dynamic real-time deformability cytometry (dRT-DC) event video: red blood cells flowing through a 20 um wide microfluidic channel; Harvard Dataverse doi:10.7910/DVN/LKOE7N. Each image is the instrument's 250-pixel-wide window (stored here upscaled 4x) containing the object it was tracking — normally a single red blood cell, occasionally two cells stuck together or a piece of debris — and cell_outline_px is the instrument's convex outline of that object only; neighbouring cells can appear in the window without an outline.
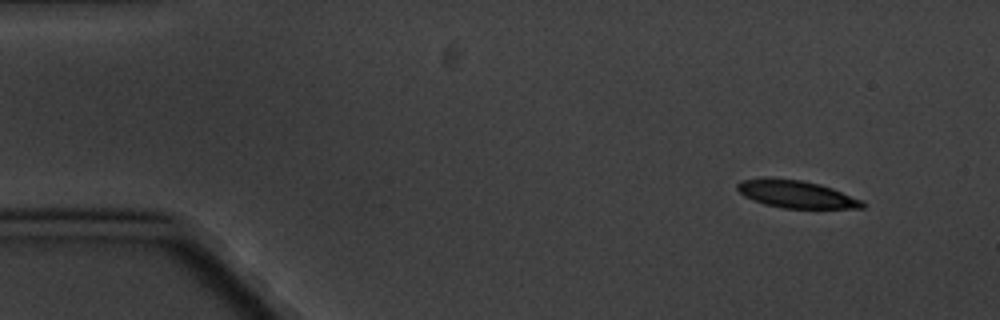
{"species": "common noctule bat (a hibernating species)", "species_latin": "Nyctalus noctula", "temperature_condition": "cold", "stored_images_in_passage": 4, "camera_frame_rate_fps": 3000, "um_per_image_px": 0.085, "animal": {"sex": "male", "body_mass_g": 20.1, "forearm_length_mm": 53.5}, "frame": {"image": 1, "passage_image": 1, "time_ms": 0.0, "image_size_px": [1000, 320], "cell_outline_px": [[864, 208], [784, 208], [764, 204], [752, 200], [744, 196], [736, 188], [736, 184], [740, 180], [764, 176], [772, 176], [800, 180], [820, 184], [832, 188], [860, 200], [864, 204]], "centroid_in_image_um": [67.57, 16.47], "position_along_channel_um": 17.4, "area_um2": 20.23}}
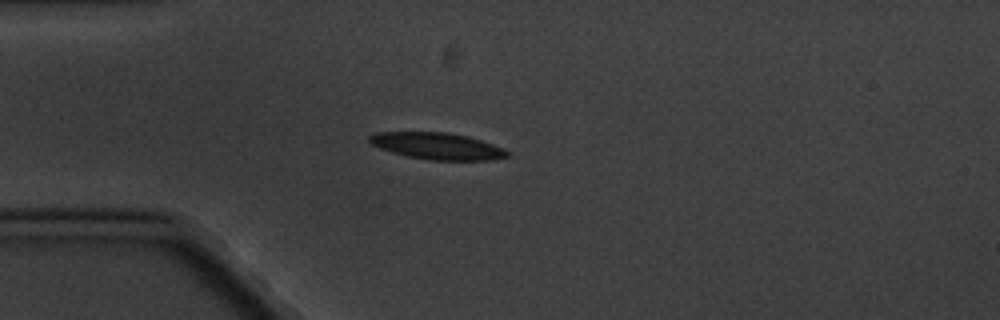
{"frame": {"image": 2, "passage_image": 4, "time_ms": 3.333, "image_size_px": [1000, 320], "cell_outline_px": [[508, 156], [488, 160], [432, 160], [408, 156], [392, 152], [380, 148], [372, 144], [368, 140], [368, 136], [376, 132], [448, 132], [468, 136], [504, 148], [508, 152]], "centroid_in_image_um": [37.15, 12.4], "position_along_channel_um": 47.9, "area_um2": 21.27}}